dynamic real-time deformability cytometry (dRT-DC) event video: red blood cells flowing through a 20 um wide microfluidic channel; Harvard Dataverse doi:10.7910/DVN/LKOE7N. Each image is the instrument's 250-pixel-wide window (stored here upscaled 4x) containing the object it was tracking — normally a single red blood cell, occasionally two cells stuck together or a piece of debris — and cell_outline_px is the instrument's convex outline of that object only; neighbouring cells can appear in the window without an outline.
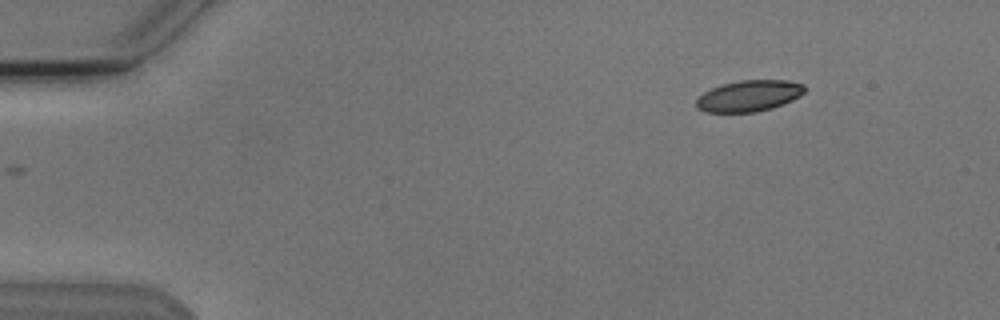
{"species": "Egyptian fruit bat (a non-hibernating species)", "species_latin": "Rousettus aegyptiacus", "temperature_condition": "cold", "stored_images_in_passage": 6, "segment_of_instrument_passage": [2, 2], "camera_frame_rate_fps": 3000, "um_per_image_px": 0.085, "animal": {"sex": "male"}, "frame": {"image": 1, "passage_image": 6, "time_ms": 6.667, "image_size_px": [1000, 320], "cell_outline_px": [[804, 92], [800, 96], [792, 100], [772, 108], [756, 112], [704, 112], [696, 108], [696, 100], [704, 92], [720, 84], [740, 80], [788, 80], [804, 84]], "centroid_in_image_um": [63.65, 8.14], "position_along_channel_um": 21.3, "area_um2": 19.77}}